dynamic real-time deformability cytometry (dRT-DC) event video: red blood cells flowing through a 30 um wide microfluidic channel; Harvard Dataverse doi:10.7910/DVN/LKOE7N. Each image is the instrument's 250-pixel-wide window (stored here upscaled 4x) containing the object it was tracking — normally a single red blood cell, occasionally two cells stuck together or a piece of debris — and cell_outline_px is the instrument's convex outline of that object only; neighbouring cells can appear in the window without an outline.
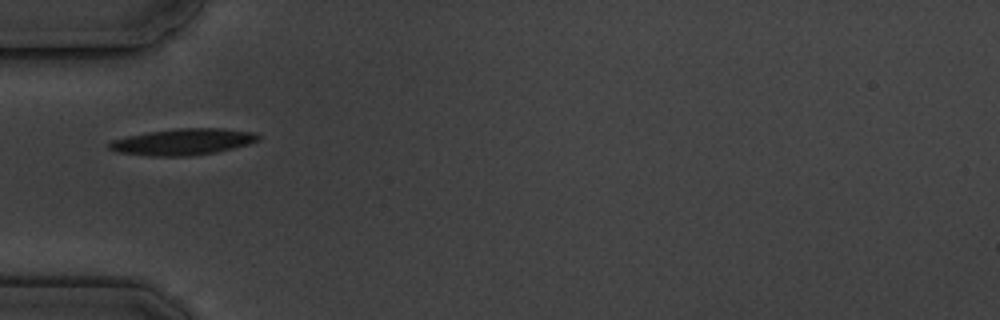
{"species": "common noctule bat (a hibernating species)", "species_latin": "Nyctalus noctula", "temperature_condition": "cold", "stored_images_in_passage": 6, "camera_frame_rate_fps": 3000, "um_per_image_px": 0.085, "animal": {"sex": "male", "body_mass_g": 19.5, "forearm_length_mm": 54.6}, "frame": {"image": 1, "passage_image": 4, "time_ms": 4.667, "image_size_px": [1000, 320], "cell_outline_px": [[260, 140], [248, 144], [216, 152], [192, 156], [148, 156], [116, 152], [108, 148], [108, 144], [112, 140], [124, 136], [148, 132], [176, 128], [224, 128], [256, 132], [260, 136]], "centroid_in_image_um": [15.54, 12.05], "position_along_channel_um": 69.5, "area_um2": 23.18}}